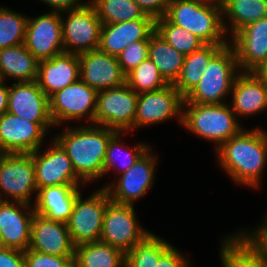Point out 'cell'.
Returning <instances> with one entry per match:
<instances>
[{
	"mask_svg": "<svg viewBox=\"0 0 267 267\" xmlns=\"http://www.w3.org/2000/svg\"><path fill=\"white\" fill-rule=\"evenodd\" d=\"M260 126L244 127L214 151L221 172L235 185L253 190L262 187L267 168V130Z\"/></svg>",
	"mask_w": 267,
	"mask_h": 267,
	"instance_id": "obj_1",
	"label": "cell"
},
{
	"mask_svg": "<svg viewBox=\"0 0 267 267\" xmlns=\"http://www.w3.org/2000/svg\"><path fill=\"white\" fill-rule=\"evenodd\" d=\"M56 128L63 129L55 133L53 138L66 151L77 176L86 185L102 181L107 144L117 131L95 124Z\"/></svg>",
	"mask_w": 267,
	"mask_h": 267,
	"instance_id": "obj_2",
	"label": "cell"
},
{
	"mask_svg": "<svg viewBox=\"0 0 267 267\" xmlns=\"http://www.w3.org/2000/svg\"><path fill=\"white\" fill-rule=\"evenodd\" d=\"M229 103H183L181 128L196 138L212 143L215 150L237 135L245 126Z\"/></svg>",
	"mask_w": 267,
	"mask_h": 267,
	"instance_id": "obj_3",
	"label": "cell"
},
{
	"mask_svg": "<svg viewBox=\"0 0 267 267\" xmlns=\"http://www.w3.org/2000/svg\"><path fill=\"white\" fill-rule=\"evenodd\" d=\"M165 17L198 36L204 43L226 46L229 38L223 27L222 6L191 0H171Z\"/></svg>",
	"mask_w": 267,
	"mask_h": 267,
	"instance_id": "obj_4",
	"label": "cell"
},
{
	"mask_svg": "<svg viewBox=\"0 0 267 267\" xmlns=\"http://www.w3.org/2000/svg\"><path fill=\"white\" fill-rule=\"evenodd\" d=\"M240 73L236 53L230 43L224 46L206 67L199 83L184 98L183 103H228L235 77Z\"/></svg>",
	"mask_w": 267,
	"mask_h": 267,
	"instance_id": "obj_5",
	"label": "cell"
},
{
	"mask_svg": "<svg viewBox=\"0 0 267 267\" xmlns=\"http://www.w3.org/2000/svg\"><path fill=\"white\" fill-rule=\"evenodd\" d=\"M96 102L97 91L81 79L55 92L49 97V112L55 128L71 123L79 125V122L80 125L93 124Z\"/></svg>",
	"mask_w": 267,
	"mask_h": 267,
	"instance_id": "obj_6",
	"label": "cell"
},
{
	"mask_svg": "<svg viewBox=\"0 0 267 267\" xmlns=\"http://www.w3.org/2000/svg\"><path fill=\"white\" fill-rule=\"evenodd\" d=\"M152 149L151 146L127 171L101 185L112 202L135 206L136 202H140L139 199L148 195L154 187L159 160Z\"/></svg>",
	"mask_w": 267,
	"mask_h": 267,
	"instance_id": "obj_7",
	"label": "cell"
},
{
	"mask_svg": "<svg viewBox=\"0 0 267 267\" xmlns=\"http://www.w3.org/2000/svg\"><path fill=\"white\" fill-rule=\"evenodd\" d=\"M37 190L31 153L0 154V201L33 205Z\"/></svg>",
	"mask_w": 267,
	"mask_h": 267,
	"instance_id": "obj_8",
	"label": "cell"
},
{
	"mask_svg": "<svg viewBox=\"0 0 267 267\" xmlns=\"http://www.w3.org/2000/svg\"><path fill=\"white\" fill-rule=\"evenodd\" d=\"M88 197L77 196L67 222L75 245L100 241L106 205L111 201L105 188H97Z\"/></svg>",
	"mask_w": 267,
	"mask_h": 267,
	"instance_id": "obj_9",
	"label": "cell"
},
{
	"mask_svg": "<svg viewBox=\"0 0 267 267\" xmlns=\"http://www.w3.org/2000/svg\"><path fill=\"white\" fill-rule=\"evenodd\" d=\"M137 97L127 83L98 91L93 124L130 134L134 131Z\"/></svg>",
	"mask_w": 267,
	"mask_h": 267,
	"instance_id": "obj_10",
	"label": "cell"
},
{
	"mask_svg": "<svg viewBox=\"0 0 267 267\" xmlns=\"http://www.w3.org/2000/svg\"><path fill=\"white\" fill-rule=\"evenodd\" d=\"M61 23L64 52L79 55L99 48L103 24L90 2L81 8L61 12Z\"/></svg>",
	"mask_w": 267,
	"mask_h": 267,
	"instance_id": "obj_11",
	"label": "cell"
},
{
	"mask_svg": "<svg viewBox=\"0 0 267 267\" xmlns=\"http://www.w3.org/2000/svg\"><path fill=\"white\" fill-rule=\"evenodd\" d=\"M134 205L110 201L103 217L101 242L122 250L130 251L152 231L141 225Z\"/></svg>",
	"mask_w": 267,
	"mask_h": 267,
	"instance_id": "obj_12",
	"label": "cell"
},
{
	"mask_svg": "<svg viewBox=\"0 0 267 267\" xmlns=\"http://www.w3.org/2000/svg\"><path fill=\"white\" fill-rule=\"evenodd\" d=\"M53 122H30L4 113L0 116V154L32 153L46 144Z\"/></svg>",
	"mask_w": 267,
	"mask_h": 267,
	"instance_id": "obj_13",
	"label": "cell"
},
{
	"mask_svg": "<svg viewBox=\"0 0 267 267\" xmlns=\"http://www.w3.org/2000/svg\"><path fill=\"white\" fill-rule=\"evenodd\" d=\"M184 97L173 84L164 88L138 94L134 120V131L147 126H155L177 120L182 125V105Z\"/></svg>",
	"mask_w": 267,
	"mask_h": 267,
	"instance_id": "obj_14",
	"label": "cell"
},
{
	"mask_svg": "<svg viewBox=\"0 0 267 267\" xmlns=\"http://www.w3.org/2000/svg\"><path fill=\"white\" fill-rule=\"evenodd\" d=\"M49 137L48 144L31 153L37 189L53 185H86L77 176L66 151L51 135Z\"/></svg>",
	"mask_w": 267,
	"mask_h": 267,
	"instance_id": "obj_15",
	"label": "cell"
},
{
	"mask_svg": "<svg viewBox=\"0 0 267 267\" xmlns=\"http://www.w3.org/2000/svg\"><path fill=\"white\" fill-rule=\"evenodd\" d=\"M24 45L38 61L63 53L61 12L28 16Z\"/></svg>",
	"mask_w": 267,
	"mask_h": 267,
	"instance_id": "obj_16",
	"label": "cell"
},
{
	"mask_svg": "<svg viewBox=\"0 0 267 267\" xmlns=\"http://www.w3.org/2000/svg\"><path fill=\"white\" fill-rule=\"evenodd\" d=\"M237 119H248L267 111V80L255 72H240L234 79L228 102Z\"/></svg>",
	"mask_w": 267,
	"mask_h": 267,
	"instance_id": "obj_17",
	"label": "cell"
},
{
	"mask_svg": "<svg viewBox=\"0 0 267 267\" xmlns=\"http://www.w3.org/2000/svg\"><path fill=\"white\" fill-rule=\"evenodd\" d=\"M229 43L235 50L240 72H255L267 58V17L244 26Z\"/></svg>",
	"mask_w": 267,
	"mask_h": 267,
	"instance_id": "obj_18",
	"label": "cell"
},
{
	"mask_svg": "<svg viewBox=\"0 0 267 267\" xmlns=\"http://www.w3.org/2000/svg\"><path fill=\"white\" fill-rule=\"evenodd\" d=\"M75 248L67 223L33 215L28 249L52 256L74 257Z\"/></svg>",
	"mask_w": 267,
	"mask_h": 267,
	"instance_id": "obj_19",
	"label": "cell"
},
{
	"mask_svg": "<svg viewBox=\"0 0 267 267\" xmlns=\"http://www.w3.org/2000/svg\"><path fill=\"white\" fill-rule=\"evenodd\" d=\"M79 63L80 79L97 92L126 83V75L117 57L99 49L79 54Z\"/></svg>",
	"mask_w": 267,
	"mask_h": 267,
	"instance_id": "obj_20",
	"label": "cell"
},
{
	"mask_svg": "<svg viewBox=\"0 0 267 267\" xmlns=\"http://www.w3.org/2000/svg\"><path fill=\"white\" fill-rule=\"evenodd\" d=\"M33 205L0 201V233L4 247L26 251L30 245Z\"/></svg>",
	"mask_w": 267,
	"mask_h": 267,
	"instance_id": "obj_21",
	"label": "cell"
},
{
	"mask_svg": "<svg viewBox=\"0 0 267 267\" xmlns=\"http://www.w3.org/2000/svg\"><path fill=\"white\" fill-rule=\"evenodd\" d=\"M7 112L30 122H52L49 112V97L37 81L9 82Z\"/></svg>",
	"mask_w": 267,
	"mask_h": 267,
	"instance_id": "obj_22",
	"label": "cell"
},
{
	"mask_svg": "<svg viewBox=\"0 0 267 267\" xmlns=\"http://www.w3.org/2000/svg\"><path fill=\"white\" fill-rule=\"evenodd\" d=\"M154 31V19H137L103 24L98 49L111 56L118 57L130 44L137 41L150 40V35Z\"/></svg>",
	"mask_w": 267,
	"mask_h": 267,
	"instance_id": "obj_23",
	"label": "cell"
},
{
	"mask_svg": "<svg viewBox=\"0 0 267 267\" xmlns=\"http://www.w3.org/2000/svg\"><path fill=\"white\" fill-rule=\"evenodd\" d=\"M80 79L79 55L63 52L38 63L37 82L50 97Z\"/></svg>",
	"mask_w": 267,
	"mask_h": 267,
	"instance_id": "obj_24",
	"label": "cell"
},
{
	"mask_svg": "<svg viewBox=\"0 0 267 267\" xmlns=\"http://www.w3.org/2000/svg\"><path fill=\"white\" fill-rule=\"evenodd\" d=\"M87 185H53L37 190L33 204L36 214L67 223L77 196Z\"/></svg>",
	"mask_w": 267,
	"mask_h": 267,
	"instance_id": "obj_25",
	"label": "cell"
},
{
	"mask_svg": "<svg viewBox=\"0 0 267 267\" xmlns=\"http://www.w3.org/2000/svg\"><path fill=\"white\" fill-rule=\"evenodd\" d=\"M237 229L219 240L220 267H260V249Z\"/></svg>",
	"mask_w": 267,
	"mask_h": 267,
	"instance_id": "obj_26",
	"label": "cell"
},
{
	"mask_svg": "<svg viewBox=\"0 0 267 267\" xmlns=\"http://www.w3.org/2000/svg\"><path fill=\"white\" fill-rule=\"evenodd\" d=\"M38 63L24 44L0 49V75L5 82L36 81Z\"/></svg>",
	"mask_w": 267,
	"mask_h": 267,
	"instance_id": "obj_27",
	"label": "cell"
},
{
	"mask_svg": "<svg viewBox=\"0 0 267 267\" xmlns=\"http://www.w3.org/2000/svg\"><path fill=\"white\" fill-rule=\"evenodd\" d=\"M128 133L117 131L110 138L103 163V179L113 171L115 177L127 171L152 146L143 140L130 147L124 141Z\"/></svg>",
	"mask_w": 267,
	"mask_h": 267,
	"instance_id": "obj_28",
	"label": "cell"
},
{
	"mask_svg": "<svg viewBox=\"0 0 267 267\" xmlns=\"http://www.w3.org/2000/svg\"><path fill=\"white\" fill-rule=\"evenodd\" d=\"M263 17H267V0H223V27L229 39L244 26Z\"/></svg>",
	"mask_w": 267,
	"mask_h": 267,
	"instance_id": "obj_29",
	"label": "cell"
},
{
	"mask_svg": "<svg viewBox=\"0 0 267 267\" xmlns=\"http://www.w3.org/2000/svg\"><path fill=\"white\" fill-rule=\"evenodd\" d=\"M223 47V45L206 44L199 50L185 56L180 74L173 83V86L184 98L199 83L210 60Z\"/></svg>",
	"mask_w": 267,
	"mask_h": 267,
	"instance_id": "obj_30",
	"label": "cell"
},
{
	"mask_svg": "<svg viewBox=\"0 0 267 267\" xmlns=\"http://www.w3.org/2000/svg\"><path fill=\"white\" fill-rule=\"evenodd\" d=\"M74 267H125V253L101 241L76 245Z\"/></svg>",
	"mask_w": 267,
	"mask_h": 267,
	"instance_id": "obj_31",
	"label": "cell"
},
{
	"mask_svg": "<svg viewBox=\"0 0 267 267\" xmlns=\"http://www.w3.org/2000/svg\"><path fill=\"white\" fill-rule=\"evenodd\" d=\"M148 58L158 68L161 76L169 84H173L180 74L185 56L154 31L150 35Z\"/></svg>",
	"mask_w": 267,
	"mask_h": 267,
	"instance_id": "obj_32",
	"label": "cell"
},
{
	"mask_svg": "<svg viewBox=\"0 0 267 267\" xmlns=\"http://www.w3.org/2000/svg\"><path fill=\"white\" fill-rule=\"evenodd\" d=\"M171 245L169 240L151 232L125 253V267H156L160 256Z\"/></svg>",
	"mask_w": 267,
	"mask_h": 267,
	"instance_id": "obj_33",
	"label": "cell"
},
{
	"mask_svg": "<svg viewBox=\"0 0 267 267\" xmlns=\"http://www.w3.org/2000/svg\"><path fill=\"white\" fill-rule=\"evenodd\" d=\"M102 24L137 19H153L146 15L134 0H90Z\"/></svg>",
	"mask_w": 267,
	"mask_h": 267,
	"instance_id": "obj_34",
	"label": "cell"
},
{
	"mask_svg": "<svg viewBox=\"0 0 267 267\" xmlns=\"http://www.w3.org/2000/svg\"><path fill=\"white\" fill-rule=\"evenodd\" d=\"M155 31L184 56L206 45L198 36L170 22L165 16L155 20Z\"/></svg>",
	"mask_w": 267,
	"mask_h": 267,
	"instance_id": "obj_35",
	"label": "cell"
},
{
	"mask_svg": "<svg viewBox=\"0 0 267 267\" xmlns=\"http://www.w3.org/2000/svg\"><path fill=\"white\" fill-rule=\"evenodd\" d=\"M28 16L0 6V49L24 44Z\"/></svg>",
	"mask_w": 267,
	"mask_h": 267,
	"instance_id": "obj_36",
	"label": "cell"
},
{
	"mask_svg": "<svg viewBox=\"0 0 267 267\" xmlns=\"http://www.w3.org/2000/svg\"><path fill=\"white\" fill-rule=\"evenodd\" d=\"M126 83L137 94L156 91L169 84L149 58L126 76Z\"/></svg>",
	"mask_w": 267,
	"mask_h": 267,
	"instance_id": "obj_37",
	"label": "cell"
},
{
	"mask_svg": "<svg viewBox=\"0 0 267 267\" xmlns=\"http://www.w3.org/2000/svg\"><path fill=\"white\" fill-rule=\"evenodd\" d=\"M149 56V40L137 41L127 46L117 57L123 73L127 76Z\"/></svg>",
	"mask_w": 267,
	"mask_h": 267,
	"instance_id": "obj_38",
	"label": "cell"
},
{
	"mask_svg": "<svg viewBox=\"0 0 267 267\" xmlns=\"http://www.w3.org/2000/svg\"><path fill=\"white\" fill-rule=\"evenodd\" d=\"M25 267H74V257L42 254L30 249L24 251Z\"/></svg>",
	"mask_w": 267,
	"mask_h": 267,
	"instance_id": "obj_39",
	"label": "cell"
},
{
	"mask_svg": "<svg viewBox=\"0 0 267 267\" xmlns=\"http://www.w3.org/2000/svg\"><path fill=\"white\" fill-rule=\"evenodd\" d=\"M181 250V251H180ZM171 245L159 258L156 267H194L187 253Z\"/></svg>",
	"mask_w": 267,
	"mask_h": 267,
	"instance_id": "obj_40",
	"label": "cell"
},
{
	"mask_svg": "<svg viewBox=\"0 0 267 267\" xmlns=\"http://www.w3.org/2000/svg\"><path fill=\"white\" fill-rule=\"evenodd\" d=\"M259 224L254 228L240 227V230L265 254H267V209Z\"/></svg>",
	"mask_w": 267,
	"mask_h": 267,
	"instance_id": "obj_41",
	"label": "cell"
},
{
	"mask_svg": "<svg viewBox=\"0 0 267 267\" xmlns=\"http://www.w3.org/2000/svg\"><path fill=\"white\" fill-rule=\"evenodd\" d=\"M141 10L154 20L165 16L171 0H134Z\"/></svg>",
	"mask_w": 267,
	"mask_h": 267,
	"instance_id": "obj_42",
	"label": "cell"
},
{
	"mask_svg": "<svg viewBox=\"0 0 267 267\" xmlns=\"http://www.w3.org/2000/svg\"><path fill=\"white\" fill-rule=\"evenodd\" d=\"M0 267H25L24 251L7 247L1 248Z\"/></svg>",
	"mask_w": 267,
	"mask_h": 267,
	"instance_id": "obj_43",
	"label": "cell"
},
{
	"mask_svg": "<svg viewBox=\"0 0 267 267\" xmlns=\"http://www.w3.org/2000/svg\"><path fill=\"white\" fill-rule=\"evenodd\" d=\"M49 7L50 11H68L78 9L90 2V0H37Z\"/></svg>",
	"mask_w": 267,
	"mask_h": 267,
	"instance_id": "obj_44",
	"label": "cell"
},
{
	"mask_svg": "<svg viewBox=\"0 0 267 267\" xmlns=\"http://www.w3.org/2000/svg\"><path fill=\"white\" fill-rule=\"evenodd\" d=\"M9 82L0 83V116L7 112L9 99Z\"/></svg>",
	"mask_w": 267,
	"mask_h": 267,
	"instance_id": "obj_45",
	"label": "cell"
},
{
	"mask_svg": "<svg viewBox=\"0 0 267 267\" xmlns=\"http://www.w3.org/2000/svg\"><path fill=\"white\" fill-rule=\"evenodd\" d=\"M255 73L264 79L267 80V58L265 61L261 64V66L255 71Z\"/></svg>",
	"mask_w": 267,
	"mask_h": 267,
	"instance_id": "obj_46",
	"label": "cell"
},
{
	"mask_svg": "<svg viewBox=\"0 0 267 267\" xmlns=\"http://www.w3.org/2000/svg\"><path fill=\"white\" fill-rule=\"evenodd\" d=\"M194 2H199L202 4H206V5H211V6H222L223 4V0H191Z\"/></svg>",
	"mask_w": 267,
	"mask_h": 267,
	"instance_id": "obj_47",
	"label": "cell"
},
{
	"mask_svg": "<svg viewBox=\"0 0 267 267\" xmlns=\"http://www.w3.org/2000/svg\"><path fill=\"white\" fill-rule=\"evenodd\" d=\"M260 267H267V254L260 250Z\"/></svg>",
	"mask_w": 267,
	"mask_h": 267,
	"instance_id": "obj_48",
	"label": "cell"
},
{
	"mask_svg": "<svg viewBox=\"0 0 267 267\" xmlns=\"http://www.w3.org/2000/svg\"><path fill=\"white\" fill-rule=\"evenodd\" d=\"M4 245H3V242H2V237H1V233H0V249L3 248Z\"/></svg>",
	"mask_w": 267,
	"mask_h": 267,
	"instance_id": "obj_49",
	"label": "cell"
}]
</instances>
